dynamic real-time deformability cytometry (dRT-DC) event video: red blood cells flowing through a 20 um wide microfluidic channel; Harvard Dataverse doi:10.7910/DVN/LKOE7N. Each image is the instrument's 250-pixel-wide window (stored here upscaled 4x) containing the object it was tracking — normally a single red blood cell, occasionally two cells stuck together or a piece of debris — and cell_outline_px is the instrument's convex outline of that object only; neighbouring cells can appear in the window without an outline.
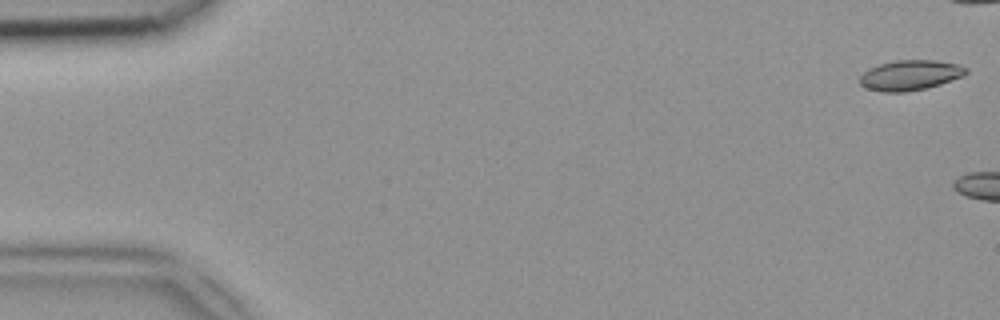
{"species": "common noctule bat (a hibernating species)", "species_latin": "Nyctalus noctula", "temperature_condition": "room temperature", "stored_images_in_passage": 4, "camera_frame_rate_fps": 3000, "um_per_image_px": 0.085, "animal": {"sex": "female", "body_mass_g": 18.4}, "frame": {"image": 1, "passage_image": 1, "time_ms": 0.0, "image_size_px": [1000, 320], "cell_outline_px": [[968, 72], [964, 76], [940, 84], [924, 88], [904, 92], [884, 92], [868, 88], [860, 84], [860, 76], [868, 68], [880, 64], [896, 60], [936, 60], [960, 64], [968, 68]], "centroid_in_image_um": [77.4, 6.38], "position_along_channel_um": 7.6, "area_um2": 18.67}}